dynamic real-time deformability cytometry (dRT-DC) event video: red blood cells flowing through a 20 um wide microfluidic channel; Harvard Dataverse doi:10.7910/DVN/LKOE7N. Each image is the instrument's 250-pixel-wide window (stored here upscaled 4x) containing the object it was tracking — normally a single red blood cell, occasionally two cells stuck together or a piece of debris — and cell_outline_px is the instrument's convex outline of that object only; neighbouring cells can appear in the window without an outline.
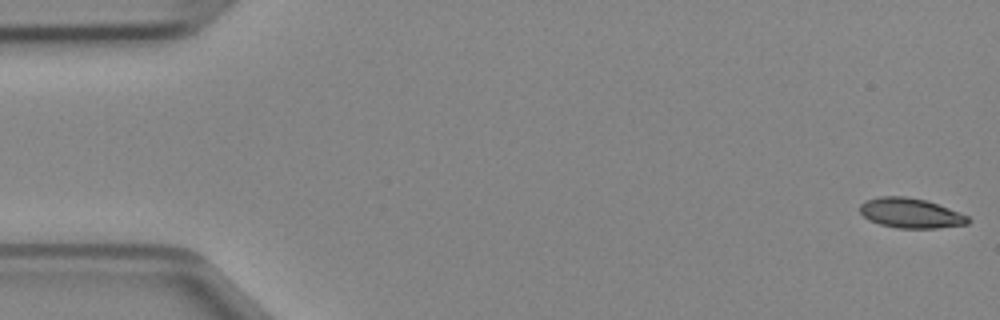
{"species": "Egyptian fruit bat (a non-hibernating species)", "species_latin": "Rousettus aegyptiacus", "temperature_condition": "cold", "stored_images_in_passage": 47, "camera_frame_rate_fps": 3000, "um_per_image_px": 0.085, "animal": {"sex": "female"}, "frame": {"image": 1, "passage_image": 1, "time_ms": 0.0, "image_size_px": [1000, 320], "cell_outline_px": [[972, 220], [968, 224], [936, 228], [896, 228], [880, 224], [868, 220], [860, 212], [860, 204], [864, 200], [880, 196], [904, 196], [924, 200], [948, 208], [968, 216]], "centroid_in_image_um": [77.38, 18.12], "position_along_channel_um": 7.6, "area_um2": 18.79}}
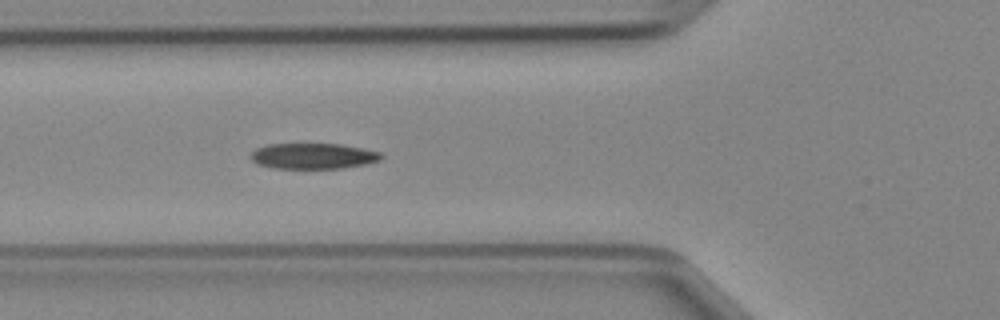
{"frame": {"image": 2, "passage_image": 17, "time_ms": 5.333, "image_size_px": [1000, 320], "cell_outline_px": [[384, 156], [380, 160], [364, 164], [340, 168], [272, 168], [256, 164], [248, 156], [256, 148], [268, 144], [340, 144], [364, 148], [380, 152]], "centroid_in_image_um": [26.59, 13.26], "position_along_channel_um": 99.2, "area_um2": 19.59}}
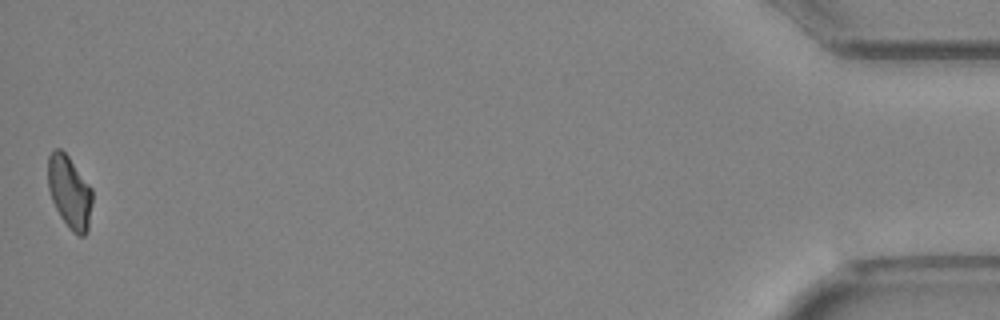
{"frame": {"image": 3, "passage_image": 47, "time_ms": 15.333, "image_size_px": [1000, 320], "cell_outline_px": [[92, 200], [88, 232], [84, 236], [76, 236], [72, 232], [60, 216], [52, 200], [48, 188], [48, 156], [56, 148], [60, 148], [68, 156], [92, 188]], "centroid_in_image_um": [5.92, 16.35], "position_along_channel_um": 429.3, "area_um2": 18.79}}